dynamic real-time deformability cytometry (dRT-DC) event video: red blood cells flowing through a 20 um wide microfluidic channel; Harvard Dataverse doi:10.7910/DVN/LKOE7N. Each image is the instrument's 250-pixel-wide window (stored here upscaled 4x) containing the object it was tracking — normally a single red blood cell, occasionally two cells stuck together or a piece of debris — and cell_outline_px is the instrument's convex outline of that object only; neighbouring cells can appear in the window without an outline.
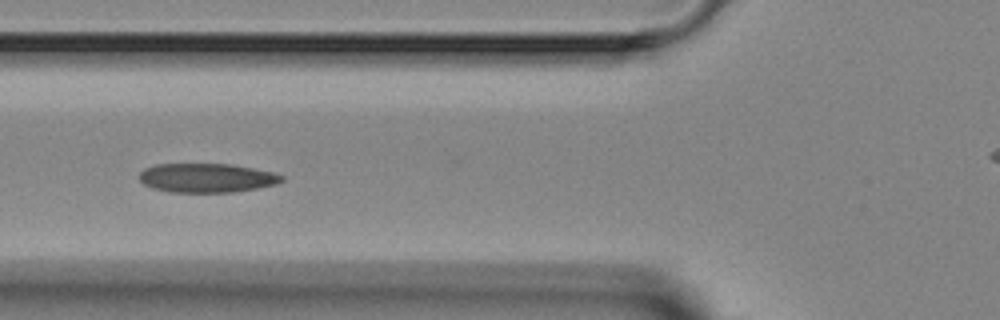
{"species": "Egyptian fruit bat (a non-hibernating species)", "species_latin": "Rousettus aegyptiacus", "temperature_condition": "room temperature", "stored_images_in_passage": 4, "camera_frame_rate_fps": 3000, "um_per_image_px": 0.085, "animal": {"sex": "female"}, "frame": {"image": 1, "passage_image": 4, "time_ms": 3.333, "image_size_px": [1000, 320], "cell_outline_px": [[284, 180], [276, 184], [256, 188], [232, 192], [168, 192], [152, 188], [144, 184], [140, 180], [140, 172], [144, 168], [156, 164], [232, 164], [272, 172], [284, 176]], "centroid_in_image_um": [17.55, 15.12], "position_along_channel_um": 108.2, "area_um2": 24.1}}